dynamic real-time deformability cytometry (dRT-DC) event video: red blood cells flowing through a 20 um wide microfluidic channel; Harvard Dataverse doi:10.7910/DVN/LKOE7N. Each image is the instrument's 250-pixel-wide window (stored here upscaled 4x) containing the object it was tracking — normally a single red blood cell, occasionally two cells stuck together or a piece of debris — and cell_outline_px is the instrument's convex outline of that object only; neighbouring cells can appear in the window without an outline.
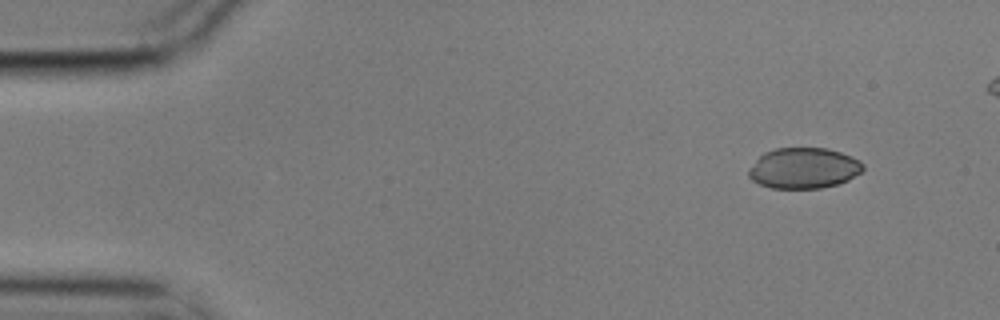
{"species": "common noctule bat (a hibernating species)", "species_latin": "Nyctalus noctula", "temperature_condition": "cold", "stored_images_in_passage": 5, "camera_frame_rate_fps": 3000, "um_per_image_px": 0.085, "animal": {"sex": "male", "body_mass_g": 17.9}, "frame": {"image": 1, "passage_image": 1, "time_ms": 0.0, "image_size_px": [1000, 320], "cell_outline_px": [[864, 168], [860, 172], [848, 180], [836, 184], [820, 188], [772, 188], [760, 184], [752, 180], [748, 176], [748, 168], [764, 152], [776, 148], [824, 148], [840, 152], [852, 156], [860, 160], [864, 164]], "centroid_in_image_um": [68.31, 14.29], "position_along_channel_um": 16.7, "area_um2": 27.11}}